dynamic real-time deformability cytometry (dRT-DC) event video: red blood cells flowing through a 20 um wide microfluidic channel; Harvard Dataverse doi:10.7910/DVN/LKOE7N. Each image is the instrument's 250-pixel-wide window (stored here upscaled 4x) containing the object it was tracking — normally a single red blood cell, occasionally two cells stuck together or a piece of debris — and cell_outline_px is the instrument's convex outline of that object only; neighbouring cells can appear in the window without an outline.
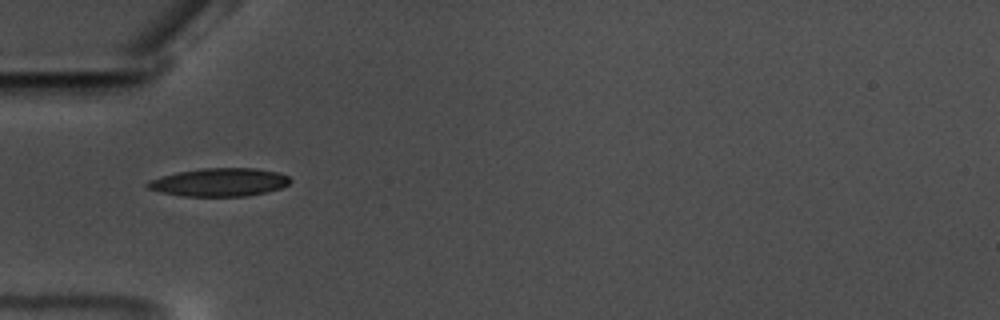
{"species": "common noctule bat (a hibernating species)", "species_latin": "Nyctalus noctula", "temperature_condition": "warm", "stored_images_in_passage": 2, "camera_frame_rate_fps": 3000, "um_per_image_px": 0.085, "animal": {"sex": "male", "body_mass_g": 17.5, "forearm_length_mm": 52.3}, "frame": {"image": 1, "passage_image": 1, "time_ms": 0.0, "image_size_px": [1000, 320], "cell_outline_px": [[292, 180], [288, 184], [280, 188], [264, 192], [244, 196], [184, 196], [164, 192], [148, 188], [144, 184], [148, 180], [176, 172], [200, 168], [256, 168], [276, 172], [288, 176]], "centroid_in_image_um": [18.63, 15.48], "position_along_channel_um": 66.4, "area_um2": 23.24}}